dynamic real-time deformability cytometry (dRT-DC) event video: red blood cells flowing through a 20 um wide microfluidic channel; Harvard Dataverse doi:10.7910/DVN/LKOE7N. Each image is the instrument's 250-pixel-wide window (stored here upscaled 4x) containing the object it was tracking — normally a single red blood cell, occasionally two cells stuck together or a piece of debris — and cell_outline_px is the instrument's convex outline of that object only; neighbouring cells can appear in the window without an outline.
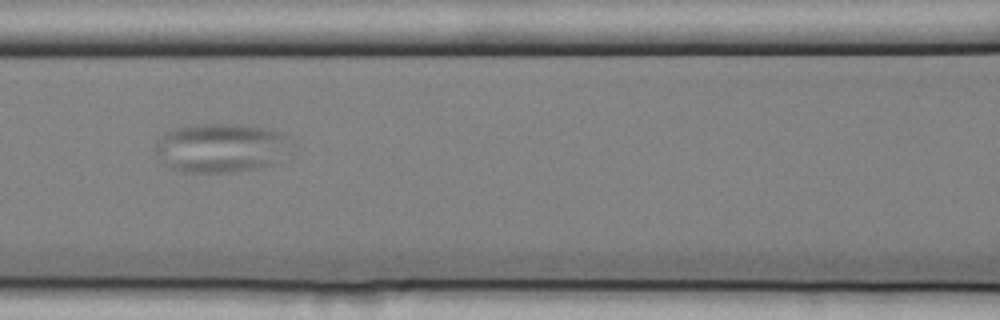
{"species": "common noctule bat (a hibernating species)", "species_latin": "Nyctalus noctula", "temperature_condition": "cold", "stored_images_in_passage": 10, "camera_frame_rate_fps": 3000, "um_per_image_px": 0.085, "animal": {"sex": "female", "body_mass_g": 25.1}, "frame": {"image": 1, "passage_image": 9, "time_ms": 2.667, "image_size_px": [1000, 320], "cell_outline_px": [[288, 136], [276, 164], [236, 172], [180, 172], [164, 164], [156, 152], [156, 144], [164, 132], [176, 128], [192, 124], [244, 124], [284, 132]], "centroid_in_image_um": [18.7, 12.56], "position_along_channel_um": 147.9, "area_um2": 38.44}}
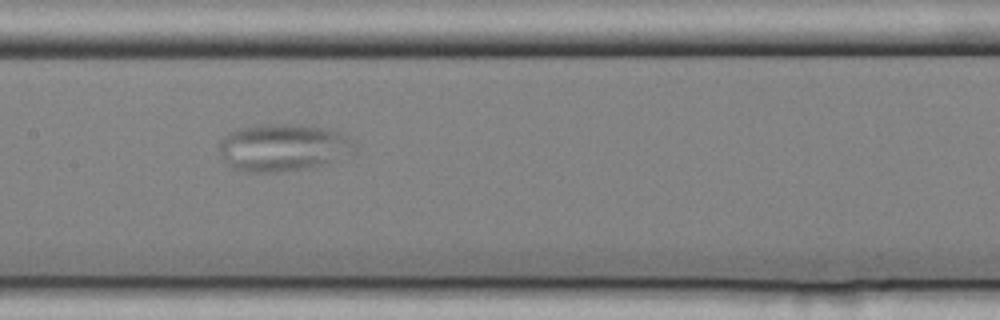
{"frame": {"image": 2, "passage_image": 10, "time_ms": 3.0, "image_size_px": [1000, 320], "cell_outline_px": [[356, 152], [312, 168], [280, 172], [248, 172], [232, 168], [224, 160], [220, 152], [220, 140], [228, 132], [236, 128], [264, 124], [284, 124], [324, 128], [340, 132], [356, 140]], "centroid_in_image_um": [24.08, 12.54], "position_along_channel_um": 183.3, "area_um2": 37.63}}